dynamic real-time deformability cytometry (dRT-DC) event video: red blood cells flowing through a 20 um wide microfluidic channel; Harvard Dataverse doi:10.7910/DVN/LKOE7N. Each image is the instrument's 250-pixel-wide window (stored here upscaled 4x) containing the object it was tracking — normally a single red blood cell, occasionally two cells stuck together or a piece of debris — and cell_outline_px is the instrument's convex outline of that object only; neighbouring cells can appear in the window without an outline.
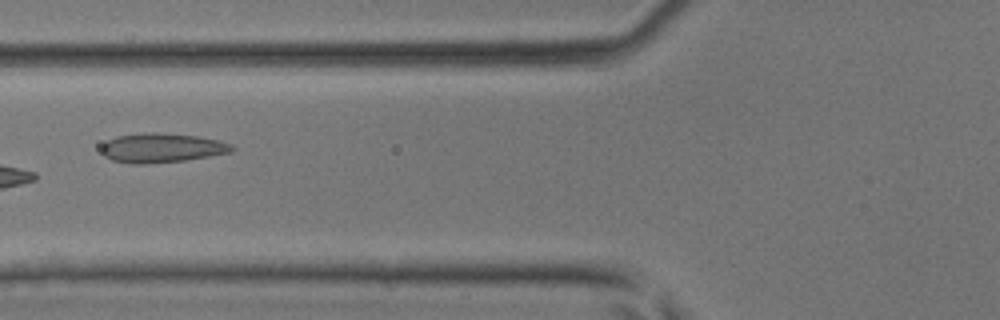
{"species": "common noctule bat (a hibernating species)", "species_latin": "Nyctalus noctula", "temperature_condition": "room temperature", "stored_images_in_passage": 6, "camera_frame_rate_fps": 3000, "um_per_image_px": 0.085, "animal": {"sex": "male", "body_mass_g": 17.9, "forearm_length_mm": 54.2}, "frame": {"image": 1, "passage_image": 6, "time_ms": 1.667, "image_size_px": [1000, 320], "cell_outline_px": [[236, 148], [232, 152], [184, 160], [144, 164], [132, 164], [112, 160], [104, 156], [100, 148], [108, 140], [116, 136], [148, 132], [152, 132], [196, 136], [216, 140], [232, 144]], "centroid_in_image_um": [13.73, 12.57], "position_along_channel_um": 112.1, "area_um2": 22.14}}